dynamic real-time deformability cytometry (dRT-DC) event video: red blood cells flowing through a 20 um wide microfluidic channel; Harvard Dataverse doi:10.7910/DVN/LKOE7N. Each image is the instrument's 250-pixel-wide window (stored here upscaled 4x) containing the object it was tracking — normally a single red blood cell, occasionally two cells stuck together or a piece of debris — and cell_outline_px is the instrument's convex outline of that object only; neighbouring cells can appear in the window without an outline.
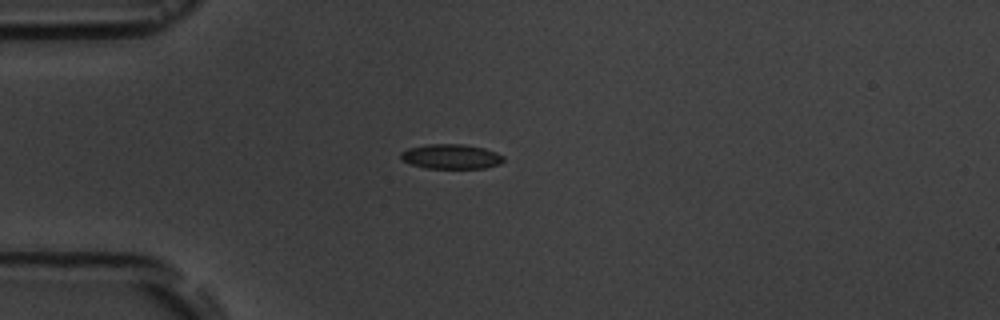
{"species": "common noctule bat (a hibernating species)", "species_latin": "Nyctalus noctula", "temperature_condition": "room temperature", "stored_images_in_passage": 7, "camera_frame_rate_fps": 3000, "um_per_image_px": 0.085, "animal": {"sex": "male", "body_mass_g": 19.5, "forearm_length_mm": 54.6}, "frame": {"image": 1, "passage_image": 5, "time_ms": 4.667, "image_size_px": [1000, 320], "cell_outline_px": [[504, 160], [500, 164], [484, 168], [424, 168], [400, 160], [400, 152], [408, 148], [428, 144], [464, 144], [484, 148], [496, 152], [504, 156]], "centroid_in_image_um": [38.33, 13.3], "position_along_channel_um": 46.7, "area_um2": 14.91}}
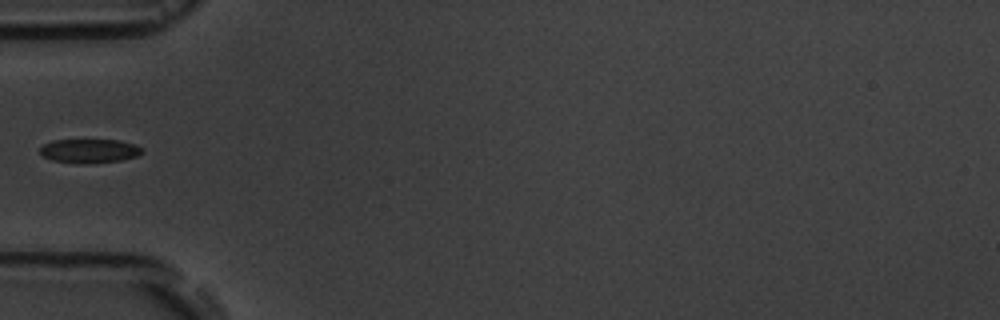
{"frame": {"image": 2, "passage_image": 6, "time_ms": 6.0, "image_size_px": [1000, 320], "cell_outline_px": [[144, 152], [136, 156], [124, 160], [84, 164], [80, 164], [52, 160], [40, 156], [40, 148], [44, 144], [52, 140], [120, 140], [136, 144], [144, 148]], "centroid_in_image_um": [7.62, 12.83], "position_along_channel_um": 77.4, "area_um2": 14.57}}
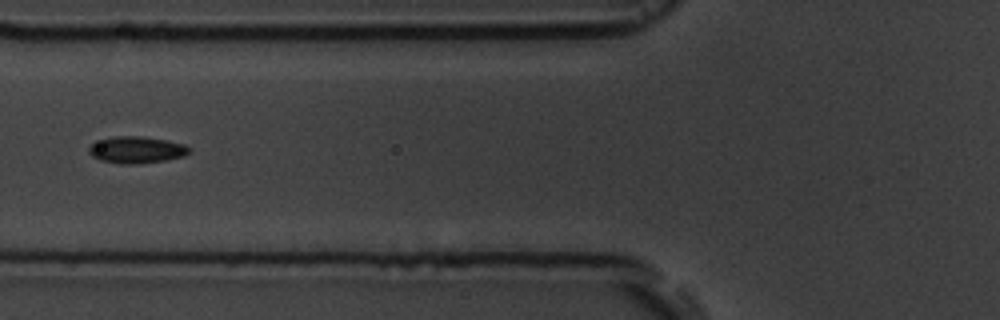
{"frame": {"image": 3, "passage_image": 7, "time_ms": 7.0, "image_size_px": [1000, 320], "cell_outline_px": [[192, 148], [184, 156], [164, 160], [136, 164], [120, 164], [100, 160], [92, 156], [88, 152], [88, 148], [92, 144], [100, 140], [116, 136], [140, 136], [164, 140], [184, 144]], "centroid_in_image_um": [11.59, 12.74], "position_along_channel_um": 114.2, "area_um2": 15.49}}